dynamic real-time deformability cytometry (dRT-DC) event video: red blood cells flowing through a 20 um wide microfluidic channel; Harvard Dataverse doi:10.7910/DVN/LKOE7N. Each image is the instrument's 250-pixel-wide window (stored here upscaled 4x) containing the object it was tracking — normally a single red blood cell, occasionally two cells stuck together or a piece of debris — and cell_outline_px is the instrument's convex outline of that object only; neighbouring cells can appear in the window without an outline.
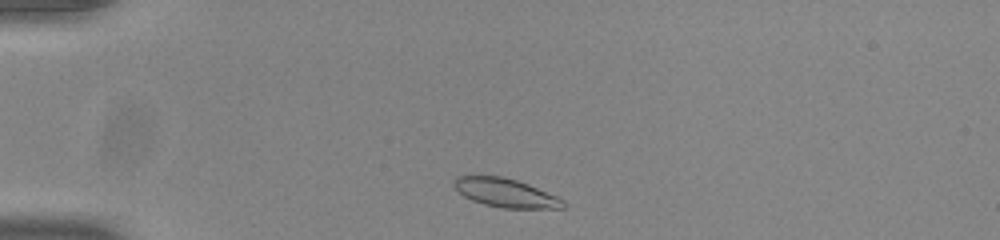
{"species": "common noctule bat (a hibernating species)", "species_latin": "Nyctalus noctula", "temperature_condition": "room temperature", "stored_images_in_passage": 42, "camera_frame_rate_fps": 3000, "um_per_image_px": 0.085, "animal": {"sex": "male", "body_mass_g": 20.0, "forearm_length_mm": 53.3}, "frame": {"image": 1, "passage_image": 2, "time_ms": 0.333, "image_size_px": [1000, 240], "cell_outline_px": [[568, 204], [564, 208], [504, 208], [484, 204], [472, 200], [464, 196], [452, 184], [456, 176], [500, 176], [516, 180], [528, 184], [556, 196], [564, 200]], "centroid_in_image_um": [42.99, 16.39], "position_along_channel_um": 42.0, "area_um2": 18.09}}
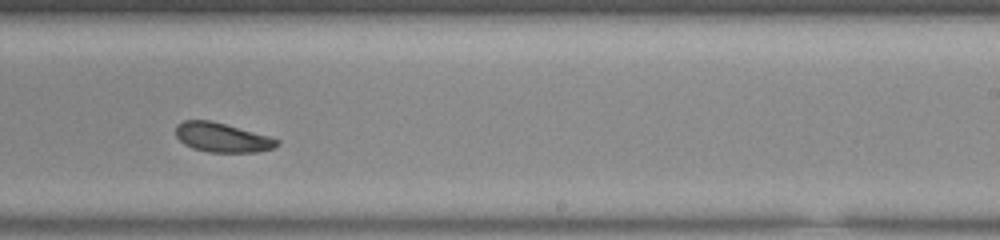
{"frame": {"image": 2, "passage_image": 23, "time_ms": 7.333, "image_size_px": [1000, 240], "cell_outline_px": [[280, 144], [272, 148], [256, 152], [208, 152], [192, 148], [184, 144], [176, 136], [176, 124], [184, 120], [208, 120], [224, 124], [268, 136], [280, 140]], "centroid_in_image_um": [18.85, 11.69], "position_along_channel_um": 270.1, "area_um2": 17.11}}
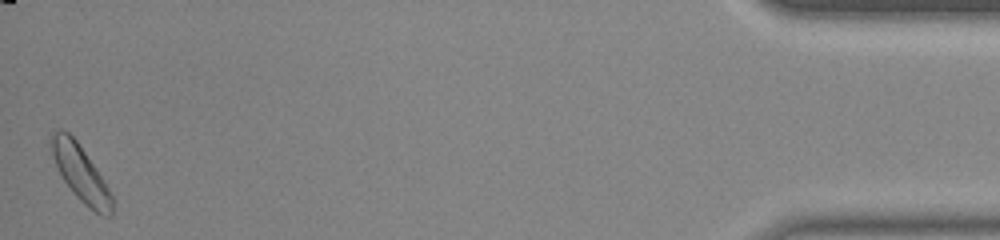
{"frame": {"image": 3, "passage_image": 42, "time_ms": 13.667, "image_size_px": [1000, 240], "cell_outline_px": [[112, 216], [104, 216], [88, 208], [80, 200], [64, 180], [52, 156], [52, 132], [60, 128], [68, 132], [76, 140], [108, 188], [112, 196]], "centroid_in_image_um": [6.85, 14.74], "position_along_channel_um": 428.3, "area_um2": 18.96}, "authors_computed_cell_mechanics": {"area_um2": 18.0625, "velocity_mm_per_s": 3.7991, "shape_relaxation_time_tau1_ms": 3.0379, "shape_relaxation_time_tau2_ms": 4.9755, "deformation_change_tau1": 0.111, "deformation_change_tau2": 0.0952}}